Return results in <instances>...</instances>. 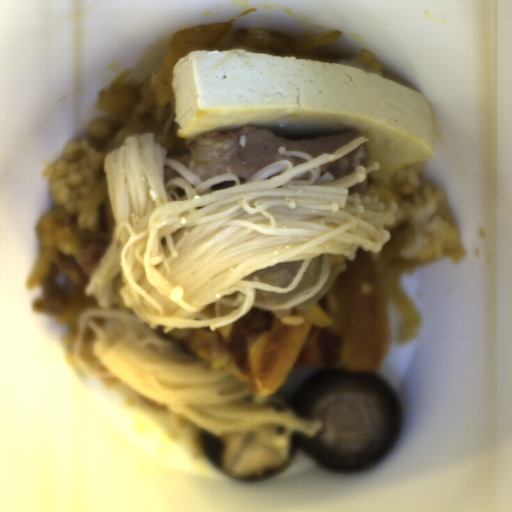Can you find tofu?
<instances>
[{
  "label": "tofu",
  "instance_id": "tofu-1",
  "mask_svg": "<svg viewBox=\"0 0 512 512\" xmlns=\"http://www.w3.org/2000/svg\"><path fill=\"white\" fill-rule=\"evenodd\" d=\"M172 79L180 138L254 126L303 140L351 129L365 137V160L383 171L434 155L427 96L376 73L238 48L190 51Z\"/></svg>",
  "mask_w": 512,
  "mask_h": 512
}]
</instances>
